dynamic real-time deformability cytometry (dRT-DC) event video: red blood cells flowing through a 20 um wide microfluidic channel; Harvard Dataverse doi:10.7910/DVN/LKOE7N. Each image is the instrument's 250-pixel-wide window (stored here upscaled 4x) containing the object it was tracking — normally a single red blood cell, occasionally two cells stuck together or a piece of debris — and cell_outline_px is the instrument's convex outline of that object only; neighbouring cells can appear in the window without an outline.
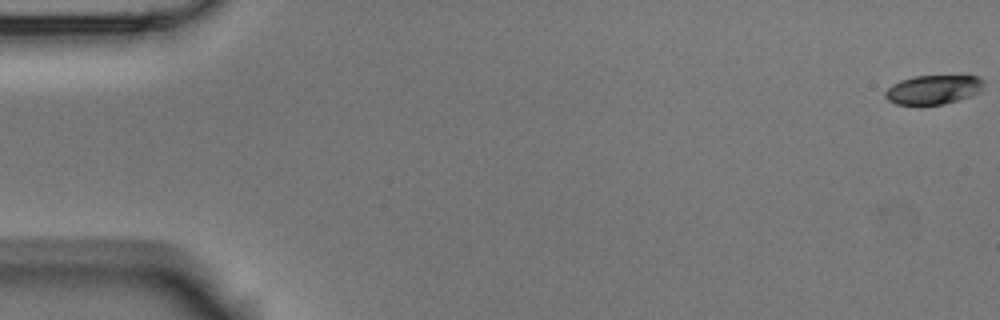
{"species": "Egyptian fruit bat (a non-hibernating species)", "species_latin": "Rousettus aegyptiacus", "temperature_condition": "room temperature", "stored_images_in_passage": 15, "camera_frame_rate_fps": 3000, "um_per_image_px": 0.085, "animal": {"sex": "male"}, "frame": {"image": 1, "passage_image": 1, "time_ms": 0.0, "image_size_px": [1000, 320], "cell_outline_px": [[984, 84], [980, 92], [972, 96], [944, 104], [896, 104], [888, 100], [884, 96], [884, 92], [892, 84], [900, 80], [912, 76], [980, 76], [984, 80]], "centroid_in_image_um": [79.35, 7.61], "position_along_channel_um": 5.7, "area_um2": 16.82}}
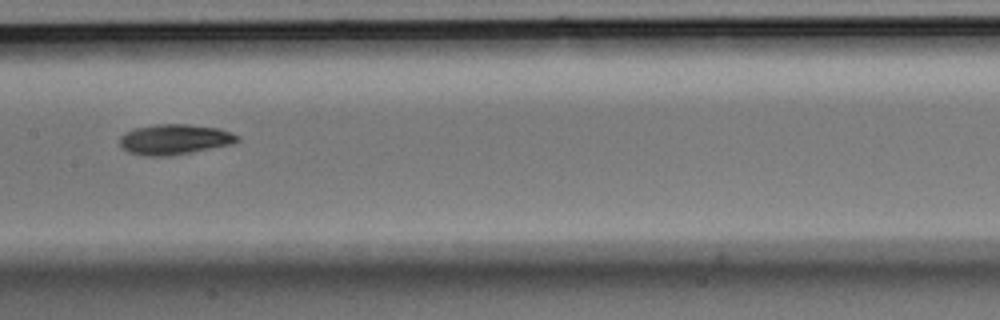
{"frame": {"image": 2, "passage_image": 8, "time_ms": 9.333, "image_size_px": [1000, 320], "cell_outline_px": [[240, 140], [232, 144], [168, 156], [144, 156], [128, 152], [120, 144], [120, 136], [136, 128], [156, 124], [188, 124], [220, 128], [240, 136]], "centroid_in_image_um": [14.86, 11.84], "position_along_channel_um": 192.5, "area_um2": 20.63}}
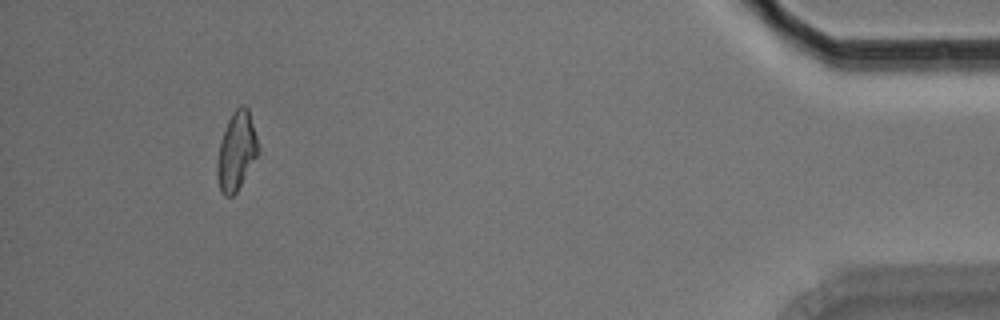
{"frame": {"image": 3, "passage_image": 14, "time_ms": 17.333, "image_size_px": [1000, 320], "cell_outline_px": [[260, 148], [256, 156], [236, 192], [232, 196], [224, 196], [220, 192], [216, 176], [216, 160], [220, 140], [228, 120], [232, 112], [240, 104], [244, 104], [248, 108]], "centroid_in_image_um": [20.07, 12.83], "position_along_channel_um": 415.1, "area_um2": 18.79}, "authors_computed_cell_mechanics": {"area_um2": 19.5942, "velocity_mm_per_s": 3.6157, "shape_relaxation_time_tau1_ms": 6.6107, "shape_relaxation_time_tau2_ms": null, "deformation_change_tau1": 0.1403, "deformation_change_tau2": null}}